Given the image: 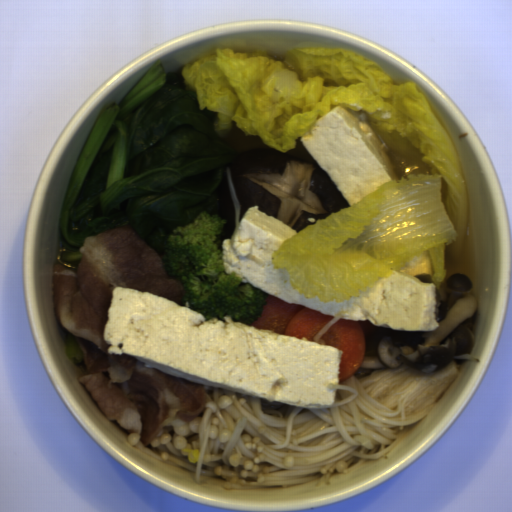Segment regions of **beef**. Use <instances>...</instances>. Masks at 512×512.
Segmentation results:
<instances>
[{"mask_svg": "<svg viewBox=\"0 0 512 512\" xmlns=\"http://www.w3.org/2000/svg\"><path fill=\"white\" fill-rule=\"evenodd\" d=\"M78 264L56 263L52 294L59 322L73 334L86 371L78 381L105 414L143 446L174 419L202 411L203 383L166 373L127 354H109L104 332L114 289L141 290L181 307L185 286L168 275L160 253L134 229L111 228L88 236Z\"/></svg>", "mask_w": 512, "mask_h": 512, "instance_id": "beef-1", "label": "beef"}]
</instances>
